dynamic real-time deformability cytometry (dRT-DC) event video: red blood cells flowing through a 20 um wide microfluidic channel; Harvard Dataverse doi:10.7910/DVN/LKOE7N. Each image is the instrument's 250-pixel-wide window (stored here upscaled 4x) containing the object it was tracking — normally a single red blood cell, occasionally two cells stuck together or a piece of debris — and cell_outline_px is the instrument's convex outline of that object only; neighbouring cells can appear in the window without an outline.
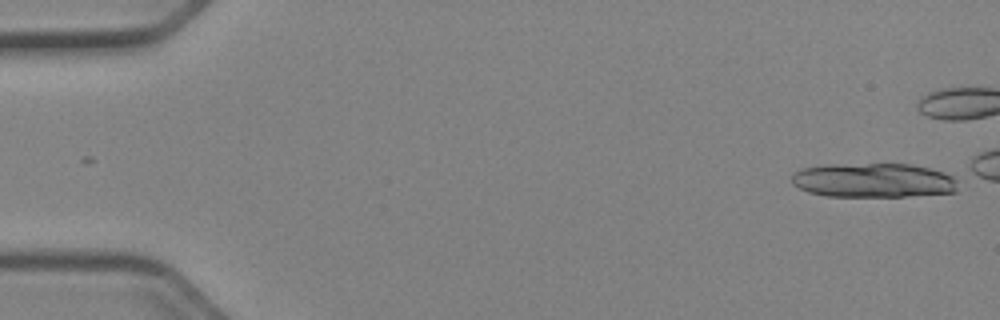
{"species": "Egyptian fruit bat (a non-hibernating species)", "species_latin": "Rousettus aegyptiacus", "temperature_condition": "cold", "stored_images_in_passage": 15, "camera_frame_rate_fps": 3000, "um_per_image_px": 0.085, "animal": {"sex": "female"}, "frame": {"image": 1, "passage_image": 1, "time_ms": 0.0, "image_size_px": [1000, 320], "cell_outline_px": [[956, 192], [908, 196], [828, 196], [808, 192], [792, 184], [792, 176], [800, 168], [824, 164], [912, 164], [944, 172], [952, 176], [956, 180]], "centroid_in_image_um": [74.21, 15.32], "position_along_channel_um": 10.8, "area_um2": 33.29}}